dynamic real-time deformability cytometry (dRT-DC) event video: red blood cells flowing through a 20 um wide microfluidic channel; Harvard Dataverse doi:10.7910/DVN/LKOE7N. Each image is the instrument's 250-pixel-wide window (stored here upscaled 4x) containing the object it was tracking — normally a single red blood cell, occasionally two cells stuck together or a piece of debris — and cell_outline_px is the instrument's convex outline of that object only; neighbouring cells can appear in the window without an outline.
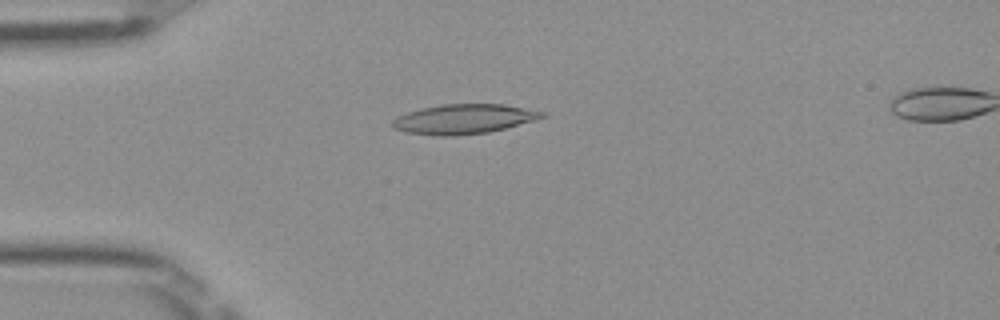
{"species": "Egyptian fruit bat (a non-hibernating species)", "species_latin": "Rousettus aegyptiacus", "temperature_condition": "room temperature", "stored_images_in_passage": 38, "camera_frame_rate_fps": 3000, "um_per_image_px": 0.085, "frame": {"image": 1, "passage_image": 1, "time_ms": 0.0, "image_size_px": [1000, 320], "cell_outline_px": [[548, 116], [536, 120], [488, 132], [452, 136], [440, 136], [404, 132], [392, 128], [392, 120], [396, 116], [420, 108], [444, 104], [504, 104], [544, 112]], "centroid_in_image_um": [39.39, 10.12], "position_along_channel_um": 45.6, "area_um2": 25.89}}
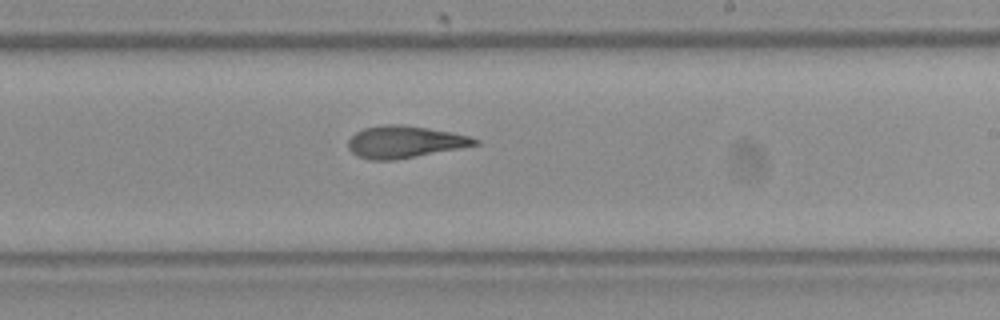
{"frame": {"image": 2, "passage_image": 18, "time_ms": 5.667, "image_size_px": [1000, 320], "cell_outline_px": [[480, 144], [460, 148], [396, 160], [368, 160], [356, 156], [348, 148], [348, 140], [356, 132], [364, 128], [380, 124], [400, 124], [428, 128], [452, 132], [468, 136], [480, 140]], "centroid_in_image_um": [34.37, 12.06], "position_along_channel_um": 254.6, "area_um2": 23.81}}
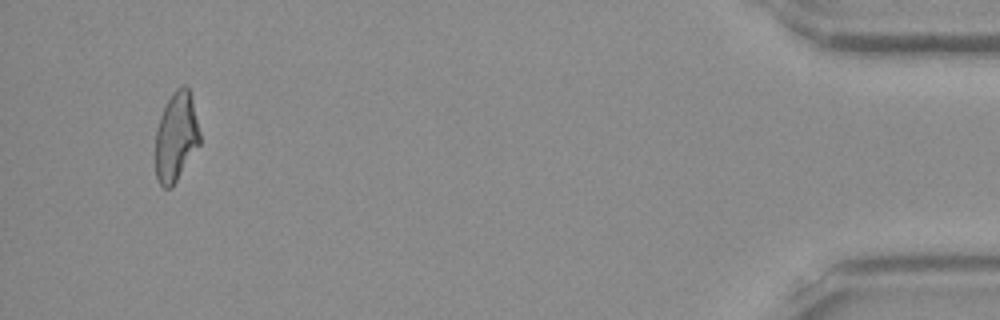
{"frame": {"image": 3, "passage_image": 36, "time_ms": 11.667, "image_size_px": [1000, 320], "cell_outline_px": [[200, 144], [172, 188], [164, 188], [160, 184], [156, 176], [156, 132], [160, 116], [172, 92], [180, 84], [184, 84], [188, 88], [192, 100], [200, 132]], "centroid_in_image_um": [14.97, 11.63], "position_along_channel_um": 420.2, "area_um2": 23.0}, "authors_computed_cell_mechanics": {"area_um2": 23.9581, "velocity_mm_per_s": 4.0228, "shape_relaxation_time_tau1_ms": 8.6498, "shape_relaxation_time_tau2_ms": 2.7002, "deformation_change_tau1": 0.2497, "deformation_change_tau2": 0.1129}}